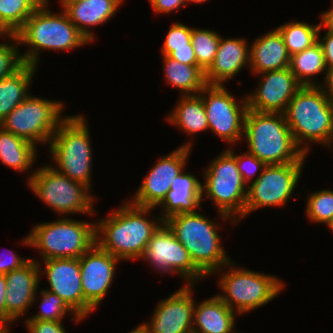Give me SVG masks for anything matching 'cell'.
Returning a JSON list of instances; mask_svg holds the SVG:
<instances>
[{"label": "cell", "mask_w": 333, "mask_h": 333, "mask_svg": "<svg viewBox=\"0 0 333 333\" xmlns=\"http://www.w3.org/2000/svg\"><path fill=\"white\" fill-rule=\"evenodd\" d=\"M155 209L134 205L126 198L107 216L96 218V244L120 261L139 260L153 233L164 222L151 213Z\"/></svg>", "instance_id": "1"}, {"label": "cell", "mask_w": 333, "mask_h": 333, "mask_svg": "<svg viewBox=\"0 0 333 333\" xmlns=\"http://www.w3.org/2000/svg\"><path fill=\"white\" fill-rule=\"evenodd\" d=\"M49 7L50 0H44L15 34L20 48L26 47L20 50L24 64L39 67L44 51L71 52L90 44L62 8L57 13Z\"/></svg>", "instance_id": "2"}, {"label": "cell", "mask_w": 333, "mask_h": 333, "mask_svg": "<svg viewBox=\"0 0 333 333\" xmlns=\"http://www.w3.org/2000/svg\"><path fill=\"white\" fill-rule=\"evenodd\" d=\"M298 147L309 156L313 145L329 147L333 139V100L321 86H302L284 112ZM314 143V144H313Z\"/></svg>", "instance_id": "3"}, {"label": "cell", "mask_w": 333, "mask_h": 333, "mask_svg": "<svg viewBox=\"0 0 333 333\" xmlns=\"http://www.w3.org/2000/svg\"><path fill=\"white\" fill-rule=\"evenodd\" d=\"M218 154L202 171L201 201H212L221 223L233 227L245 219L248 186L238 170L235 146Z\"/></svg>", "instance_id": "4"}, {"label": "cell", "mask_w": 333, "mask_h": 333, "mask_svg": "<svg viewBox=\"0 0 333 333\" xmlns=\"http://www.w3.org/2000/svg\"><path fill=\"white\" fill-rule=\"evenodd\" d=\"M197 212L178 213L164 223L188 251L194 265L208 278L233 258L227 255L219 233L221 226Z\"/></svg>", "instance_id": "5"}, {"label": "cell", "mask_w": 333, "mask_h": 333, "mask_svg": "<svg viewBox=\"0 0 333 333\" xmlns=\"http://www.w3.org/2000/svg\"><path fill=\"white\" fill-rule=\"evenodd\" d=\"M216 275L219 278L216 284L221 291L216 295L239 316L266 306L281 295L287 284L275 274L240 267L233 259L212 274Z\"/></svg>", "instance_id": "6"}, {"label": "cell", "mask_w": 333, "mask_h": 333, "mask_svg": "<svg viewBox=\"0 0 333 333\" xmlns=\"http://www.w3.org/2000/svg\"><path fill=\"white\" fill-rule=\"evenodd\" d=\"M243 139L250 154L265 165L306 162L307 155L298 147L284 113L247 110Z\"/></svg>", "instance_id": "7"}, {"label": "cell", "mask_w": 333, "mask_h": 333, "mask_svg": "<svg viewBox=\"0 0 333 333\" xmlns=\"http://www.w3.org/2000/svg\"><path fill=\"white\" fill-rule=\"evenodd\" d=\"M88 125L85 115H68L54 132L48 148L52 167L93 190L94 150Z\"/></svg>", "instance_id": "8"}, {"label": "cell", "mask_w": 333, "mask_h": 333, "mask_svg": "<svg viewBox=\"0 0 333 333\" xmlns=\"http://www.w3.org/2000/svg\"><path fill=\"white\" fill-rule=\"evenodd\" d=\"M70 217L35 223L19 243L36 249L41 261L80 258L96 243L95 220L81 221Z\"/></svg>", "instance_id": "9"}, {"label": "cell", "mask_w": 333, "mask_h": 333, "mask_svg": "<svg viewBox=\"0 0 333 333\" xmlns=\"http://www.w3.org/2000/svg\"><path fill=\"white\" fill-rule=\"evenodd\" d=\"M36 167V171L27 182L28 189L47 208L54 211L53 213H56L58 217L81 214L96 218L95 215L99 214L94 207L97 198L90 188L83 183L71 180L50 164Z\"/></svg>", "instance_id": "10"}, {"label": "cell", "mask_w": 333, "mask_h": 333, "mask_svg": "<svg viewBox=\"0 0 333 333\" xmlns=\"http://www.w3.org/2000/svg\"><path fill=\"white\" fill-rule=\"evenodd\" d=\"M65 104L61 100H49L30 93L1 121L0 126L36 147L48 146L59 124L68 116L64 114Z\"/></svg>", "instance_id": "11"}, {"label": "cell", "mask_w": 333, "mask_h": 333, "mask_svg": "<svg viewBox=\"0 0 333 333\" xmlns=\"http://www.w3.org/2000/svg\"><path fill=\"white\" fill-rule=\"evenodd\" d=\"M206 111L210 132L232 147L243 140L248 110L246 93L236 98L223 85H206L199 93Z\"/></svg>", "instance_id": "12"}, {"label": "cell", "mask_w": 333, "mask_h": 333, "mask_svg": "<svg viewBox=\"0 0 333 333\" xmlns=\"http://www.w3.org/2000/svg\"><path fill=\"white\" fill-rule=\"evenodd\" d=\"M305 162H292L281 165H266L261 175L247 187L245 219L251 213L263 208H283L302 177Z\"/></svg>", "instance_id": "13"}, {"label": "cell", "mask_w": 333, "mask_h": 333, "mask_svg": "<svg viewBox=\"0 0 333 333\" xmlns=\"http://www.w3.org/2000/svg\"><path fill=\"white\" fill-rule=\"evenodd\" d=\"M151 270L167 275H177L183 285H197L207 277L194 265L188 251L177 240L173 232L163 222L153 233L140 257Z\"/></svg>", "instance_id": "14"}, {"label": "cell", "mask_w": 333, "mask_h": 333, "mask_svg": "<svg viewBox=\"0 0 333 333\" xmlns=\"http://www.w3.org/2000/svg\"><path fill=\"white\" fill-rule=\"evenodd\" d=\"M31 259L38 264L40 283L45 275L49 285L46 290L57 294L78 316L86 320L96 311L84 299L79 258Z\"/></svg>", "instance_id": "15"}, {"label": "cell", "mask_w": 333, "mask_h": 333, "mask_svg": "<svg viewBox=\"0 0 333 333\" xmlns=\"http://www.w3.org/2000/svg\"><path fill=\"white\" fill-rule=\"evenodd\" d=\"M196 286L198 284L181 285L159 300L149 321L137 325L140 333H192Z\"/></svg>", "instance_id": "16"}, {"label": "cell", "mask_w": 333, "mask_h": 333, "mask_svg": "<svg viewBox=\"0 0 333 333\" xmlns=\"http://www.w3.org/2000/svg\"><path fill=\"white\" fill-rule=\"evenodd\" d=\"M192 150L179 146L159 157L137 187L133 198L127 199L137 206L157 208L166 198L172 180L186 169Z\"/></svg>", "instance_id": "17"}, {"label": "cell", "mask_w": 333, "mask_h": 333, "mask_svg": "<svg viewBox=\"0 0 333 333\" xmlns=\"http://www.w3.org/2000/svg\"><path fill=\"white\" fill-rule=\"evenodd\" d=\"M257 85L246 93L248 109L257 112L284 113L289 101L302 87L290 68L255 75ZM261 77V78H260Z\"/></svg>", "instance_id": "18"}, {"label": "cell", "mask_w": 333, "mask_h": 333, "mask_svg": "<svg viewBox=\"0 0 333 333\" xmlns=\"http://www.w3.org/2000/svg\"><path fill=\"white\" fill-rule=\"evenodd\" d=\"M119 262V259L102 250L96 243L79 258L84 299L94 309L101 306L110 292Z\"/></svg>", "instance_id": "19"}, {"label": "cell", "mask_w": 333, "mask_h": 333, "mask_svg": "<svg viewBox=\"0 0 333 333\" xmlns=\"http://www.w3.org/2000/svg\"><path fill=\"white\" fill-rule=\"evenodd\" d=\"M5 278L6 326L12 327L23 316L27 317L29 309L33 307L37 289L40 288L38 264L30 259L21 268L7 273Z\"/></svg>", "instance_id": "20"}, {"label": "cell", "mask_w": 333, "mask_h": 333, "mask_svg": "<svg viewBox=\"0 0 333 333\" xmlns=\"http://www.w3.org/2000/svg\"><path fill=\"white\" fill-rule=\"evenodd\" d=\"M125 0H59V6L67 14L69 20L90 43L96 37L93 27H100L109 22Z\"/></svg>", "instance_id": "21"}, {"label": "cell", "mask_w": 333, "mask_h": 333, "mask_svg": "<svg viewBox=\"0 0 333 333\" xmlns=\"http://www.w3.org/2000/svg\"><path fill=\"white\" fill-rule=\"evenodd\" d=\"M248 66V67H247ZM250 66V45L244 37H220L213 63L205 71L207 85H223Z\"/></svg>", "instance_id": "22"}, {"label": "cell", "mask_w": 333, "mask_h": 333, "mask_svg": "<svg viewBox=\"0 0 333 333\" xmlns=\"http://www.w3.org/2000/svg\"><path fill=\"white\" fill-rule=\"evenodd\" d=\"M202 181L193 172L185 169L171 182L170 190L164 201L156 208L164 221L178 213L197 212L202 210Z\"/></svg>", "instance_id": "23"}, {"label": "cell", "mask_w": 333, "mask_h": 333, "mask_svg": "<svg viewBox=\"0 0 333 333\" xmlns=\"http://www.w3.org/2000/svg\"><path fill=\"white\" fill-rule=\"evenodd\" d=\"M290 58L283 38L276 28L255 37L250 43V66L252 75L288 68Z\"/></svg>", "instance_id": "24"}, {"label": "cell", "mask_w": 333, "mask_h": 333, "mask_svg": "<svg viewBox=\"0 0 333 333\" xmlns=\"http://www.w3.org/2000/svg\"><path fill=\"white\" fill-rule=\"evenodd\" d=\"M172 110L166 114L165 121L172 126L184 132L187 141L180 145L193 149L195 143V135L209 130L206 111L203 105L202 97L198 95H179V100L176 102ZM189 139V140H188ZM194 140V142H193Z\"/></svg>", "instance_id": "25"}, {"label": "cell", "mask_w": 333, "mask_h": 333, "mask_svg": "<svg viewBox=\"0 0 333 333\" xmlns=\"http://www.w3.org/2000/svg\"><path fill=\"white\" fill-rule=\"evenodd\" d=\"M236 316L217 295L195 300L192 333H241L236 330Z\"/></svg>", "instance_id": "26"}, {"label": "cell", "mask_w": 333, "mask_h": 333, "mask_svg": "<svg viewBox=\"0 0 333 333\" xmlns=\"http://www.w3.org/2000/svg\"><path fill=\"white\" fill-rule=\"evenodd\" d=\"M39 148L0 126V163L19 174L28 173V182L36 171V160L40 154ZM38 154V155H37ZM34 168V169H33Z\"/></svg>", "instance_id": "27"}, {"label": "cell", "mask_w": 333, "mask_h": 333, "mask_svg": "<svg viewBox=\"0 0 333 333\" xmlns=\"http://www.w3.org/2000/svg\"><path fill=\"white\" fill-rule=\"evenodd\" d=\"M164 82L181 92V96L198 95L207 85L205 72L197 65L180 63L169 56L161 55Z\"/></svg>", "instance_id": "28"}, {"label": "cell", "mask_w": 333, "mask_h": 333, "mask_svg": "<svg viewBox=\"0 0 333 333\" xmlns=\"http://www.w3.org/2000/svg\"><path fill=\"white\" fill-rule=\"evenodd\" d=\"M37 68L24 64L14 74L0 80V123L31 93Z\"/></svg>", "instance_id": "29"}, {"label": "cell", "mask_w": 333, "mask_h": 333, "mask_svg": "<svg viewBox=\"0 0 333 333\" xmlns=\"http://www.w3.org/2000/svg\"><path fill=\"white\" fill-rule=\"evenodd\" d=\"M289 68L302 86H321L327 73L321 45L317 42L312 47L292 55ZM320 74L324 75L321 82L316 78Z\"/></svg>", "instance_id": "30"}, {"label": "cell", "mask_w": 333, "mask_h": 333, "mask_svg": "<svg viewBox=\"0 0 333 333\" xmlns=\"http://www.w3.org/2000/svg\"><path fill=\"white\" fill-rule=\"evenodd\" d=\"M320 23L288 21L275 27L281 34L290 56L312 47L318 42Z\"/></svg>", "instance_id": "31"}, {"label": "cell", "mask_w": 333, "mask_h": 333, "mask_svg": "<svg viewBox=\"0 0 333 333\" xmlns=\"http://www.w3.org/2000/svg\"><path fill=\"white\" fill-rule=\"evenodd\" d=\"M37 289L33 306L39 301V311L23 320H42V321H63L65 317H71V322L75 324L83 323L84 318L78 316L57 294L45 289ZM40 292V293H39ZM35 304V305H34Z\"/></svg>", "instance_id": "32"}, {"label": "cell", "mask_w": 333, "mask_h": 333, "mask_svg": "<svg viewBox=\"0 0 333 333\" xmlns=\"http://www.w3.org/2000/svg\"><path fill=\"white\" fill-rule=\"evenodd\" d=\"M44 0H0V35L16 34Z\"/></svg>", "instance_id": "33"}, {"label": "cell", "mask_w": 333, "mask_h": 333, "mask_svg": "<svg viewBox=\"0 0 333 333\" xmlns=\"http://www.w3.org/2000/svg\"><path fill=\"white\" fill-rule=\"evenodd\" d=\"M219 34L214 29L192 27L191 43L196 55L197 66L204 72L213 63L220 44Z\"/></svg>", "instance_id": "34"}, {"label": "cell", "mask_w": 333, "mask_h": 333, "mask_svg": "<svg viewBox=\"0 0 333 333\" xmlns=\"http://www.w3.org/2000/svg\"><path fill=\"white\" fill-rule=\"evenodd\" d=\"M304 215L313 224L327 226L333 219V190L321 189L307 194Z\"/></svg>", "instance_id": "35"}, {"label": "cell", "mask_w": 333, "mask_h": 333, "mask_svg": "<svg viewBox=\"0 0 333 333\" xmlns=\"http://www.w3.org/2000/svg\"><path fill=\"white\" fill-rule=\"evenodd\" d=\"M0 38L5 40L2 43L0 42V80H1L2 78L14 74L24 65V62L21 58L20 54L21 48L19 46V41L17 36L15 34H3L0 35Z\"/></svg>", "instance_id": "36"}, {"label": "cell", "mask_w": 333, "mask_h": 333, "mask_svg": "<svg viewBox=\"0 0 333 333\" xmlns=\"http://www.w3.org/2000/svg\"><path fill=\"white\" fill-rule=\"evenodd\" d=\"M160 48L161 55L169 56L173 52V48L188 47L191 43L192 26L184 24L180 21H174L168 31Z\"/></svg>", "instance_id": "37"}, {"label": "cell", "mask_w": 333, "mask_h": 333, "mask_svg": "<svg viewBox=\"0 0 333 333\" xmlns=\"http://www.w3.org/2000/svg\"><path fill=\"white\" fill-rule=\"evenodd\" d=\"M236 163L243 181L248 186L254 182L262 173L266 166L255 155L250 154L247 150L242 154H236Z\"/></svg>", "instance_id": "38"}, {"label": "cell", "mask_w": 333, "mask_h": 333, "mask_svg": "<svg viewBox=\"0 0 333 333\" xmlns=\"http://www.w3.org/2000/svg\"><path fill=\"white\" fill-rule=\"evenodd\" d=\"M27 333H68L63 321L24 320Z\"/></svg>", "instance_id": "39"}, {"label": "cell", "mask_w": 333, "mask_h": 333, "mask_svg": "<svg viewBox=\"0 0 333 333\" xmlns=\"http://www.w3.org/2000/svg\"><path fill=\"white\" fill-rule=\"evenodd\" d=\"M30 258L31 257L28 258L20 256L15 251H7V253L4 254L2 253L0 255V274L6 275L15 269L21 268L30 260Z\"/></svg>", "instance_id": "40"}, {"label": "cell", "mask_w": 333, "mask_h": 333, "mask_svg": "<svg viewBox=\"0 0 333 333\" xmlns=\"http://www.w3.org/2000/svg\"><path fill=\"white\" fill-rule=\"evenodd\" d=\"M150 7L157 15H169L181 11V7L187 6L186 0H149Z\"/></svg>", "instance_id": "41"}, {"label": "cell", "mask_w": 333, "mask_h": 333, "mask_svg": "<svg viewBox=\"0 0 333 333\" xmlns=\"http://www.w3.org/2000/svg\"><path fill=\"white\" fill-rule=\"evenodd\" d=\"M322 29L321 26L318 32V43L322 47L326 67L329 68L333 66V34L324 30V35L321 36Z\"/></svg>", "instance_id": "42"}, {"label": "cell", "mask_w": 333, "mask_h": 333, "mask_svg": "<svg viewBox=\"0 0 333 333\" xmlns=\"http://www.w3.org/2000/svg\"><path fill=\"white\" fill-rule=\"evenodd\" d=\"M169 57L180 63L197 65L196 55L192 44H188V47L173 48V52Z\"/></svg>", "instance_id": "43"}, {"label": "cell", "mask_w": 333, "mask_h": 333, "mask_svg": "<svg viewBox=\"0 0 333 333\" xmlns=\"http://www.w3.org/2000/svg\"><path fill=\"white\" fill-rule=\"evenodd\" d=\"M6 285L4 274H0V326H6Z\"/></svg>", "instance_id": "44"}, {"label": "cell", "mask_w": 333, "mask_h": 333, "mask_svg": "<svg viewBox=\"0 0 333 333\" xmlns=\"http://www.w3.org/2000/svg\"><path fill=\"white\" fill-rule=\"evenodd\" d=\"M332 6L325 11L320 13V24L322 28H325L328 33L333 34V0H332Z\"/></svg>", "instance_id": "45"}, {"label": "cell", "mask_w": 333, "mask_h": 333, "mask_svg": "<svg viewBox=\"0 0 333 333\" xmlns=\"http://www.w3.org/2000/svg\"><path fill=\"white\" fill-rule=\"evenodd\" d=\"M321 87L330 99L333 100V66L327 68L326 77Z\"/></svg>", "instance_id": "46"}, {"label": "cell", "mask_w": 333, "mask_h": 333, "mask_svg": "<svg viewBox=\"0 0 333 333\" xmlns=\"http://www.w3.org/2000/svg\"><path fill=\"white\" fill-rule=\"evenodd\" d=\"M207 3L209 0H186L187 5H190V3H197V4H202V3Z\"/></svg>", "instance_id": "47"}, {"label": "cell", "mask_w": 333, "mask_h": 333, "mask_svg": "<svg viewBox=\"0 0 333 333\" xmlns=\"http://www.w3.org/2000/svg\"><path fill=\"white\" fill-rule=\"evenodd\" d=\"M11 330L9 326H0V333H11Z\"/></svg>", "instance_id": "48"}, {"label": "cell", "mask_w": 333, "mask_h": 333, "mask_svg": "<svg viewBox=\"0 0 333 333\" xmlns=\"http://www.w3.org/2000/svg\"><path fill=\"white\" fill-rule=\"evenodd\" d=\"M327 229L330 230L333 234V219L329 222V224L327 225Z\"/></svg>", "instance_id": "49"}, {"label": "cell", "mask_w": 333, "mask_h": 333, "mask_svg": "<svg viewBox=\"0 0 333 333\" xmlns=\"http://www.w3.org/2000/svg\"><path fill=\"white\" fill-rule=\"evenodd\" d=\"M128 333H140L139 328L136 326L134 328H132L130 331H128Z\"/></svg>", "instance_id": "50"}, {"label": "cell", "mask_w": 333, "mask_h": 333, "mask_svg": "<svg viewBox=\"0 0 333 333\" xmlns=\"http://www.w3.org/2000/svg\"><path fill=\"white\" fill-rule=\"evenodd\" d=\"M328 149H329V151L332 150V152H333V139H332L331 144L329 145Z\"/></svg>", "instance_id": "51"}]
</instances>
